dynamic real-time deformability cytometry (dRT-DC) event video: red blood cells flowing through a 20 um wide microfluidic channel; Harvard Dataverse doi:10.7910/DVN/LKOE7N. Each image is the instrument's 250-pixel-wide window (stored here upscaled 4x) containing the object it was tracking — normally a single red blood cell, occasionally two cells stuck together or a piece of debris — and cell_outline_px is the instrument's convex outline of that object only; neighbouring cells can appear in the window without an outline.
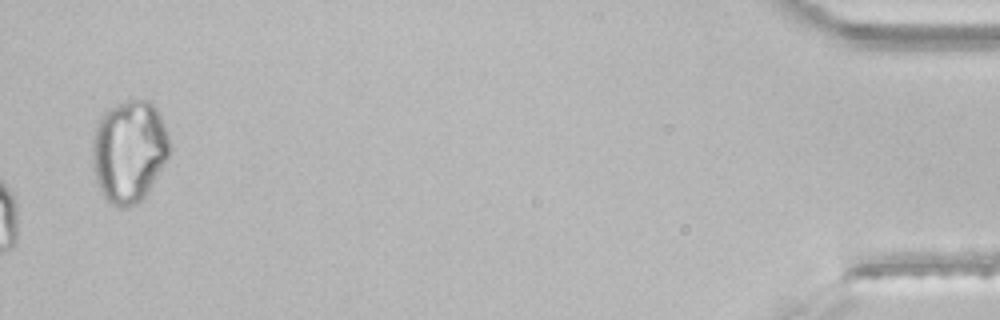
{"species": "common noctule bat (a hibernating species)", "species_latin": "Nyctalus noctula", "temperature_condition": "room temperature", "stored_images_in_passage": 41, "segment_of_instrument_passage": [2, 2], "camera_frame_rate_fps": 3000, "um_per_image_px": 0.085, "animal": {"sex": "male", "body_mass_g": 21.5, "forearm_length_mm": 52.0}, "frame": {"image": 1, "passage_image": 41, "time_ms": 13.333, "image_size_px": [1000, 320], "cell_outline_px": [[168, 156], [152, 184], [144, 196], [136, 204], [128, 208], [120, 208], [112, 204], [100, 192], [96, 180], [92, 160], [92, 140], [96, 120], [104, 108], [124, 100], [148, 100], [156, 108], [160, 116], [168, 136]], "centroid_in_image_um": [10.91, 12.82], "position_along_channel_um": 424.3, "area_um2": 46.24}}